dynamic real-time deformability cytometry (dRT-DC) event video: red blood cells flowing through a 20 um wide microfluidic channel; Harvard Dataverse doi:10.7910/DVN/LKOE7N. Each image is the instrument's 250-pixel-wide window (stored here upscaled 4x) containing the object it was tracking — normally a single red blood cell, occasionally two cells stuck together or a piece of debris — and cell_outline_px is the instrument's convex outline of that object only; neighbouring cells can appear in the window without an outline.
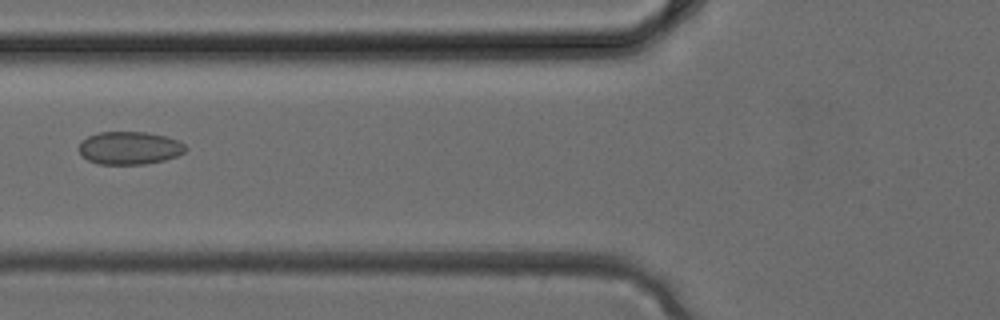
{"species": "common noctule bat (a hibernating species)", "species_latin": "Nyctalus noctula", "temperature_condition": "cold", "stored_images_in_passage": 4, "camera_frame_rate_fps": 3000, "um_per_image_px": 0.085, "animal": {"sex": "female", "body_mass_g": 24.6, "forearm_length_mm": 56.2}, "frame": {"image": 1, "passage_image": 4, "time_ms": 1.0, "image_size_px": [1000, 320], "cell_outline_px": [[188, 148], [184, 152], [176, 156], [164, 160], [144, 164], [100, 164], [88, 160], [80, 152], [80, 140], [88, 136], [100, 132], [148, 132], [164, 136], [176, 140], [184, 144]], "centroid_in_image_um": [11.01, 12.57], "position_along_channel_um": 114.8, "area_um2": 20.29}}